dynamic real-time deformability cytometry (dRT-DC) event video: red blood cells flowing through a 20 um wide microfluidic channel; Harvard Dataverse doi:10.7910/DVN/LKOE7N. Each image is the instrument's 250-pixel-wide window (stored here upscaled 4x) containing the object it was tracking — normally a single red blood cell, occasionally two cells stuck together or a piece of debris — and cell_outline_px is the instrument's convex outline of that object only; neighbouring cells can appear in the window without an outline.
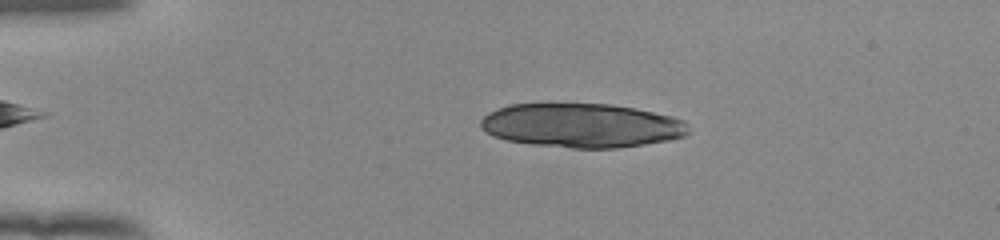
{"species": "human", "species_latin": "Homo sapiens", "temperature_condition": "room temperature", "stored_images_in_passage": 23, "camera_frame_rate_fps": 3000, "um_per_image_px": 0.085, "donor": {"sex": "female"}, "frame": {"image": 1, "passage_image": 11, "time_ms": 3.333, "image_size_px": [1000, 240], "cell_outline_px": [[688, 132], [684, 136], [668, 140], [644, 144], [616, 148], [572, 148], [532, 144], [508, 140], [492, 136], [484, 132], [480, 128], [480, 120], [488, 112], [508, 104], [612, 104], [636, 108], [672, 116], [684, 120], [688, 124]], "centroid_in_image_um": [49.42, 10.66], "position_along_channel_um": 35.6, "area_um2": 53.58}}
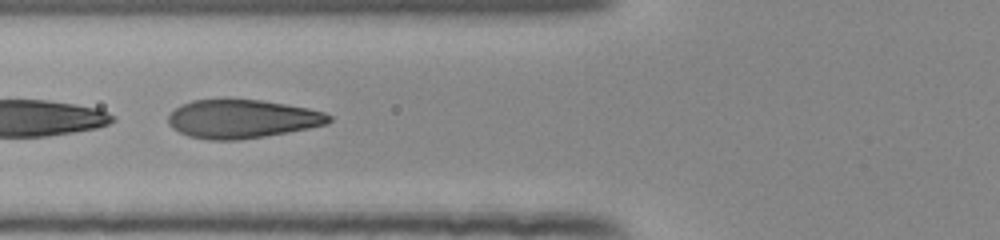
{"frame": {"image": 2, "passage_image": 21, "time_ms": 6.667, "image_size_px": [1000, 240], "cell_outline_px": [[332, 120], [328, 124], [288, 132], [240, 140], [212, 140], [188, 136], [172, 128], [168, 124], [168, 116], [180, 104], [192, 100], [228, 96], [260, 100], [308, 108], [324, 112], [332, 116]], "centroid_in_image_um": [20.54, 10.07], "position_along_channel_um": 105.3, "area_um2": 36.93}}